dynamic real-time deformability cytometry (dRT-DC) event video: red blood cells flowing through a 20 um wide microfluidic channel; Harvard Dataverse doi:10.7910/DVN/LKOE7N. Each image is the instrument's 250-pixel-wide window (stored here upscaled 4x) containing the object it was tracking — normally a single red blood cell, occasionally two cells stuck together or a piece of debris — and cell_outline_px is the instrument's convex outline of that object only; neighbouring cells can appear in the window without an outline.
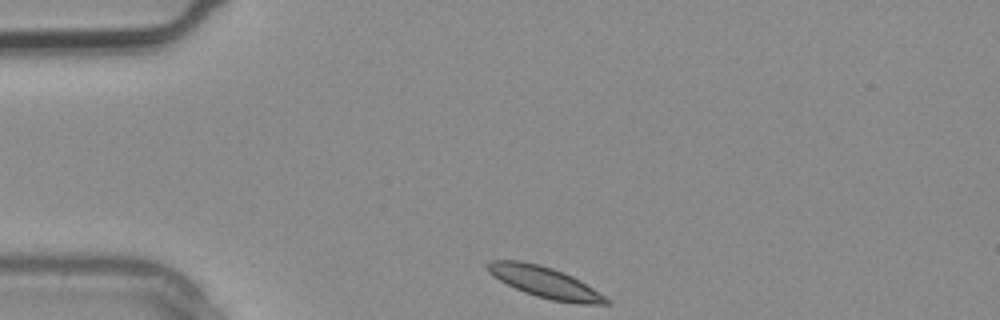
{"species": "common noctule bat (a hibernating species)", "species_latin": "Nyctalus noctula", "temperature_condition": "warm", "stored_images_in_passage": 1, "camera_frame_rate_fps": 3000, "um_per_image_px": 0.085, "animal": {"sex": "male", "body_mass_g": 20.4}, "frame": {"image": 1, "passage_image": 1, "time_ms": 0.0, "image_size_px": [1000, 320], "cell_outline_px": [[612, 304], [580, 304], [552, 300], [536, 296], [524, 292], [500, 280], [488, 272], [484, 264], [488, 260], [520, 260], [540, 264], [564, 272], [580, 280], [612, 300]], "centroid_in_image_um": [46.33, 23.98], "position_along_channel_um": 38.7, "area_um2": 21.62}}